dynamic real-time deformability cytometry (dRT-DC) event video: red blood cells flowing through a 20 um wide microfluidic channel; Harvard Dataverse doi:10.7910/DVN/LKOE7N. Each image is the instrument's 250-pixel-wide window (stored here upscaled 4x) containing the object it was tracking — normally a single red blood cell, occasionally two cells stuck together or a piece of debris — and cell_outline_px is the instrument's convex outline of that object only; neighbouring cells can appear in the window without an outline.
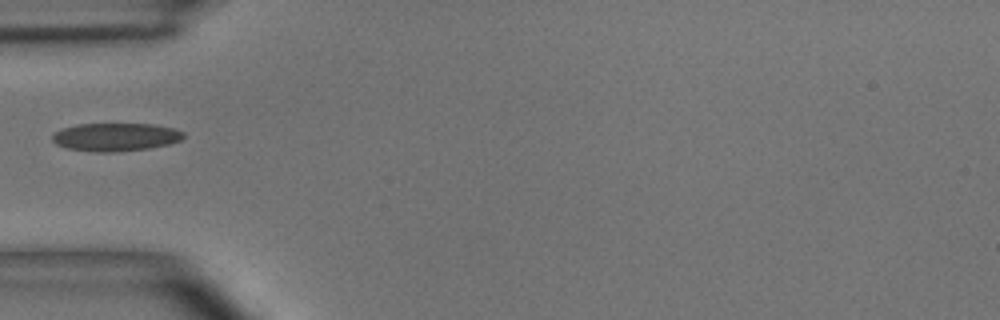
{"species": "common noctule bat (a hibernating species)", "species_latin": "Nyctalus noctula", "temperature_condition": "room temperature", "stored_images_in_passage": 2, "camera_frame_rate_fps": 3000, "um_per_image_px": 0.085, "animal": {"sex": "male", "body_mass_g": 15.6}, "frame": {"image": 1, "passage_image": 1, "time_ms": 0.0, "image_size_px": [1000, 320], "cell_outline_px": [[184, 136], [180, 140], [168, 144], [148, 148], [112, 152], [96, 152], [68, 148], [56, 144], [52, 140], [52, 136], [60, 128], [76, 124], [152, 124], [176, 128], [184, 132]], "centroid_in_image_um": [9.82, 11.63], "position_along_channel_um": 75.2, "area_um2": 21.44}}
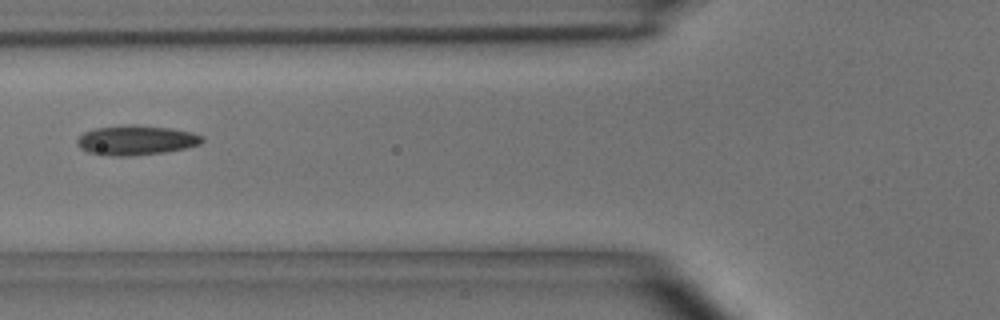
{"frame": {"image": 2, "passage_image": 2, "time_ms": 1.0, "image_size_px": [1000, 320], "cell_outline_px": [[204, 140], [200, 144], [184, 148], [164, 152], [132, 156], [104, 156], [88, 152], [80, 148], [76, 144], [76, 140], [84, 132], [96, 128], [128, 124], [132, 124], [172, 128], [192, 132], [204, 136]], "centroid_in_image_um": [11.55, 11.92], "position_along_channel_um": 114.2, "area_um2": 21.85}}